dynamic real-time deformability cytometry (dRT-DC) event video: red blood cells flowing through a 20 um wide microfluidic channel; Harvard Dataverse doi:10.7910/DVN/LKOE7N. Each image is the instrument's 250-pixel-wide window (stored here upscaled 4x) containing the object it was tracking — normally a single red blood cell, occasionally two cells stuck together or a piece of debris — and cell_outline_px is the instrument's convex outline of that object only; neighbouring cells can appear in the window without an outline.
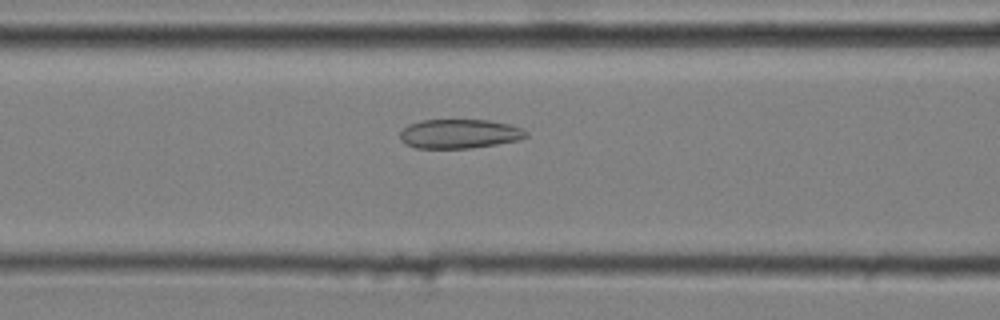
{"species": "common noctule bat (a hibernating species)", "species_latin": "Nyctalus noctula", "temperature_condition": "cold", "stored_images_in_passage": 45, "camera_frame_rate_fps": 3000, "um_per_image_px": 0.085, "animal": {"sex": "male", "body_mass_g": 20.4}, "frame": {"image": 1, "passage_image": 19, "time_ms": 6.0, "image_size_px": [1000, 320], "cell_outline_px": [[528, 136], [520, 140], [472, 148], [416, 148], [404, 144], [400, 140], [400, 132], [408, 124], [420, 120], [488, 120], [508, 124], [524, 128], [528, 132]], "centroid_in_image_um": [39.05, 11.37], "position_along_channel_um": 127.5, "area_um2": 21.68}}
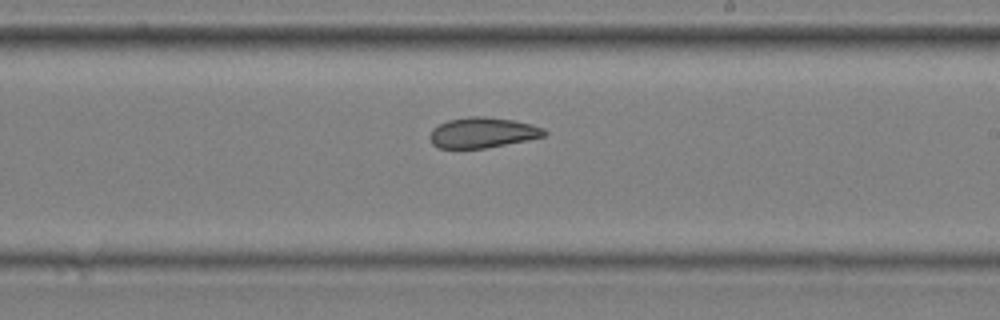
{"frame": {"image": 2, "passage_image": 29, "time_ms": 9.333, "image_size_px": [1000, 320], "cell_outline_px": [[548, 136], [528, 140], [484, 148], [436, 148], [432, 144], [428, 136], [432, 128], [448, 120], [468, 116], [484, 116], [512, 120], [532, 124], [544, 128], [548, 132]], "centroid_in_image_um": [41.02, 11.27], "position_along_channel_um": 248.0, "area_um2": 20.52}}
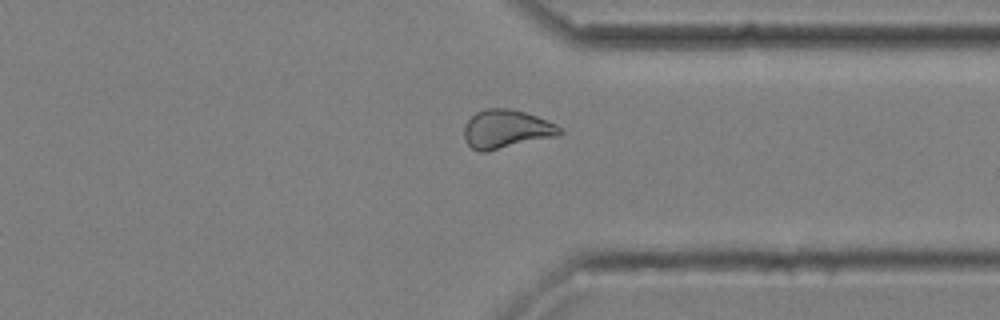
{"frame": {"image": 3, "passage_image": 39, "time_ms": 12.667, "image_size_px": [1000, 320], "cell_outline_px": [[564, 132], [560, 136], [488, 152], [480, 152], [472, 148], [464, 140], [464, 124], [476, 112], [484, 108], [508, 108], [524, 112], [548, 120], [556, 124]], "centroid_in_image_um": [43.05, 10.99], "position_along_channel_um": 368.4, "area_um2": 21.96}, "authors_computed_cell_mechanics": {"area_um2": 21.8484, "velocity_mm_per_s": 3.6236, "shape_relaxation_time_tau1_ms": null, "shape_relaxation_time_tau2_ms": 3.1723, "deformation_change_tau1": null, "deformation_change_tau2": 0.0848}}